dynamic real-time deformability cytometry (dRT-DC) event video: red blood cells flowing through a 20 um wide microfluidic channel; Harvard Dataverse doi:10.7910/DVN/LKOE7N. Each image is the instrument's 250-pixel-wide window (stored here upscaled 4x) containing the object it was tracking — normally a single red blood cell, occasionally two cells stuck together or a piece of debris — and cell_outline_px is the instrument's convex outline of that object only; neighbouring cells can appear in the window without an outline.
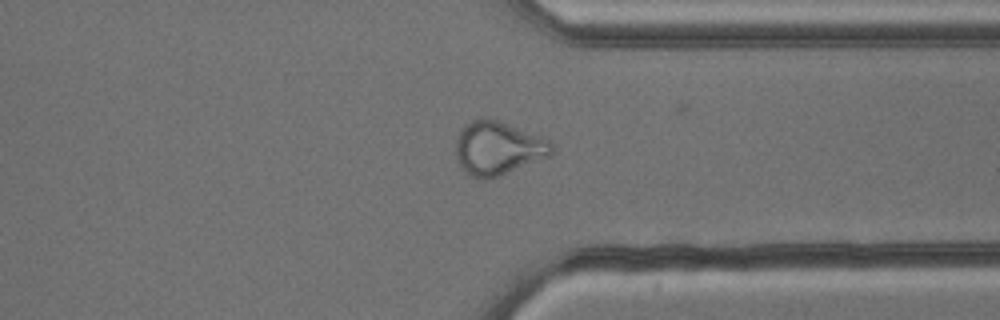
{"species": "common noctule bat (a hibernating species)", "species_latin": "Nyctalus noctula", "temperature_condition": "cold", "stored_images_in_passage": 47, "camera_frame_rate_fps": 3000, "um_per_image_px": 0.085, "animal": {"sex": "male", "body_mass_g": 13.3}, "frame": {"image": 1, "passage_image": 34, "time_ms": 11.0, "image_size_px": [1000, 320], "cell_outline_px": [[556, 148], [548, 156], [496, 176], [472, 176], [464, 172], [460, 168], [456, 156], [456, 140], [464, 124], [480, 116], [484, 116], [508, 124], [552, 140]], "centroid_in_image_um": [42.32, 12.53], "position_along_channel_um": 369.1, "area_um2": 29.54}, "authors_computed_cell_mechanics": {"area_um2": 29.767, "velocity_mm_per_s": 3.815, "shape_relaxation_time_tau1_ms": null, "shape_relaxation_time_tau2_ms": 1.4223, "deformation_change_tau1": null, "deformation_change_tau2": 0.0785}}